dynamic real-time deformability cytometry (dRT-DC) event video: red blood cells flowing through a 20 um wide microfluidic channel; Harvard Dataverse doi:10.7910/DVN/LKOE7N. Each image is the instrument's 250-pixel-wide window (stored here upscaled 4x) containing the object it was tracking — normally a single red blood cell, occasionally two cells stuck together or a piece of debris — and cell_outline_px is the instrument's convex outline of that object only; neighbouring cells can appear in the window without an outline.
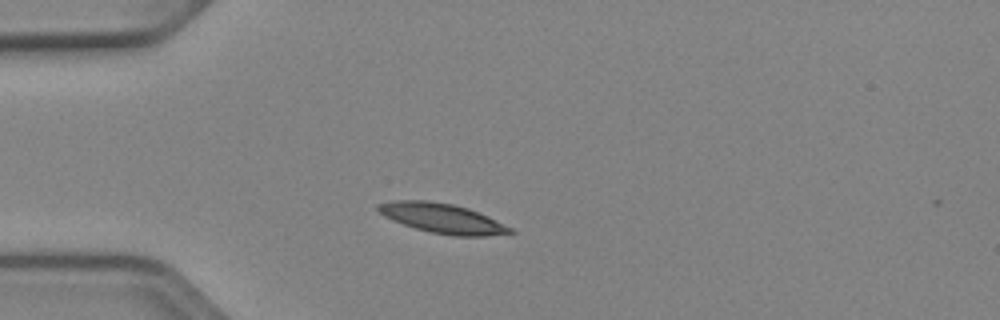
{"species": "Egyptian fruit bat (a non-hibernating species)", "species_latin": "Rousettus aegyptiacus", "temperature_condition": "cold", "stored_images_in_passage": 2, "camera_frame_rate_fps": 3000, "um_per_image_px": 0.085, "animal": {"sex": "female"}, "frame": {"image": 1, "passage_image": 1, "time_ms": 0.0, "image_size_px": [1000, 320], "cell_outline_px": [[516, 232], [488, 236], [452, 236], [432, 232], [416, 228], [392, 220], [384, 216], [376, 208], [376, 204], [392, 200], [424, 200], [452, 204], [468, 208], [488, 216], [512, 228]], "centroid_in_image_um": [37.59, 18.55], "position_along_channel_um": 47.4, "area_um2": 22.77}}